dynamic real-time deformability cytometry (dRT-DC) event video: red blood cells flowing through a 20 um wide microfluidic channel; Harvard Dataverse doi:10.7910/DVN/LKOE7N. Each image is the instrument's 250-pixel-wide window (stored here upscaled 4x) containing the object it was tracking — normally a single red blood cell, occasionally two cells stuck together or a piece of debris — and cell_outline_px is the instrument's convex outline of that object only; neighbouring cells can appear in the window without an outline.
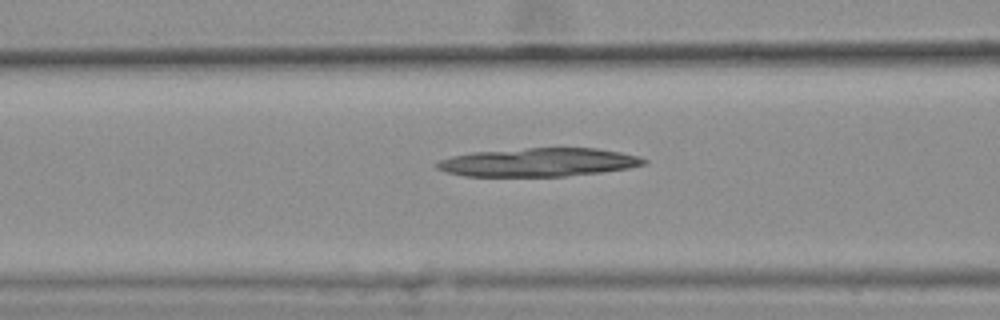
{"species": "common noctule bat (a hibernating species)", "species_latin": "Nyctalus noctula", "temperature_condition": "warm", "stored_images_in_passage": 49, "camera_frame_rate_fps": 3000, "um_per_image_px": 0.085, "animal": {"sex": "female", "body_mass_g": 25.1}, "frame": {"image": 1, "passage_image": 22, "time_ms": 7.0, "image_size_px": [1000, 320], "cell_outline_px": [[648, 160], [644, 164], [628, 168], [600, 172], [564, 176], [464, 176], [444, 172], [436, 168], [432, 164], [440, 160], [452, 156], [472, 152], [528, 148], [596, 148], [620, 152], [640, 156]], "centroid_in_image_um": [45.73, 13.79], "position_along_channel_um": 120.9, "area_um2": 34.33}}
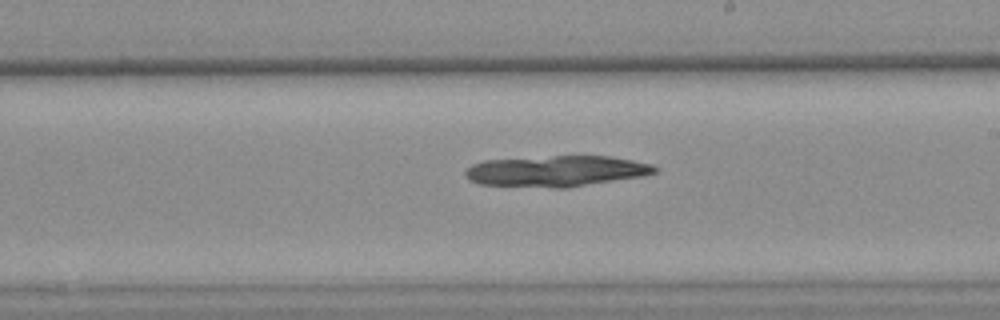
{"frame": {"image": 2, "passage_image": 32, "time_ms": 10.333, "image_size_px": [1000, 320], "cell_outline_px": [[660, 168], [656, 172], [644, 176], [568, 188], [556, 188], [480, 184], [468, 180], [464, 176], [464, 172], [472, 164], [484, 160], [552, 156], [612, 156], [652, 164]], "centroid_in_image_um": [47.31, 14.55], "position_along_channel_um": 241.7, "area_um2": 34.45}}